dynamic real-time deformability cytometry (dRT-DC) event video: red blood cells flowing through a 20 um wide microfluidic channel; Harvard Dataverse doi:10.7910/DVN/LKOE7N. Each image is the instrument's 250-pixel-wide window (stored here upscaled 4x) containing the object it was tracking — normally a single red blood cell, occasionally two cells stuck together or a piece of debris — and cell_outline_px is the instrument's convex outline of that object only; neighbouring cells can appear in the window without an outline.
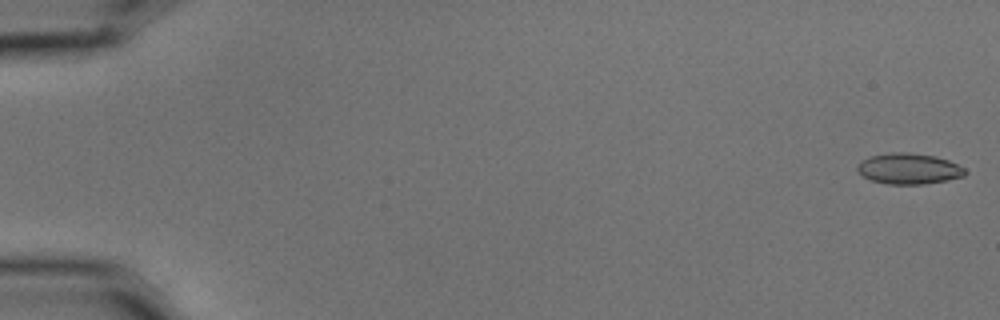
{"species": "common noctule bat (a hibernating species)", "species_latin": "Nyctalus noctula", "temperature_condition": "cold", "stored_images_in_passage": 57, "camera_frame_rate_fps": 3000, "um_per_image_px": 0.085, "animal": {"sex": "male", "body_mass_g": 15.6}, "frame": {"image": 1, "passage_image": 1, "time_ms": 0.0, "image_size_px": [1000, 320], "cell_outline_px": [[968, 172], [964, 176], [948, 180], [924, 184], [888, 184], [872, 180], [856, 172], [856, 168], [860, 160], [872, 156], [892, 152], [908, 152], [936, 156], [948, 160], [964, 168]], "centroid_in_image_um": [77.25, 14.34], "position_along_channel_um": 7.8, "area_um2": 19.42}}
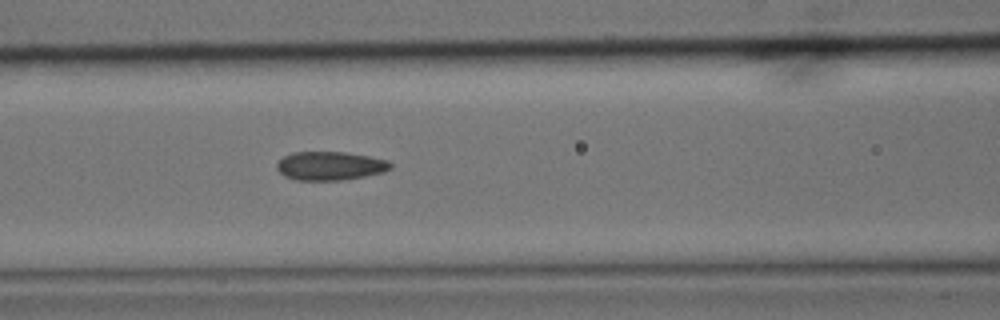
{"frame": {"image": 2, "passage_image": 25, "time_ms": 8.0, "image_size_px": [1000, 320], "cell_outline_px": [[392, 168], [384, 172], [364, 176], [340, 180], [296, 180], [284, 176], [276, 168], [276, 164], [284, 156], [292, 152], [344, 152], [368, 156], [388, 160], [392, 164]], "centroid_in_image_um": [28.05, 14.1], "position_along_channel_um": 138.5, "area_um2": 18.96}}
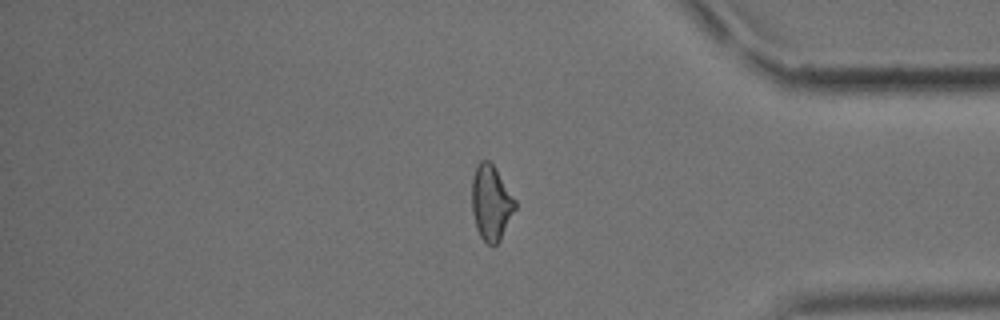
{"frame": {"image": 3, "passage_image": 48, "time_ms": 15.667, "image_size_px": [1000, 320], "cell_outline_px": [[516, 208], [500, 240], [492, 248], [480, 236], [476, 228], [472, 212], [472, 176], [476, 164], [480, 160], [488, 160], [496, 168], [516, 200]], "centroid_in_image_um": [41.73, 17.22], "position_along_channel_um": 393.5, "area_um2": 19.13}, "authors_computed_cell_mechanics": {"area_um2": 19.1318, "velocity_mm_per_s": 3.5738, "shape_relaxation_time_tau1_ms": null, "shape_relaxation_time_tau2_ms": 1.8086, "deformation_change_tau1": null, "deformation_change_tau2": 0.0854}}